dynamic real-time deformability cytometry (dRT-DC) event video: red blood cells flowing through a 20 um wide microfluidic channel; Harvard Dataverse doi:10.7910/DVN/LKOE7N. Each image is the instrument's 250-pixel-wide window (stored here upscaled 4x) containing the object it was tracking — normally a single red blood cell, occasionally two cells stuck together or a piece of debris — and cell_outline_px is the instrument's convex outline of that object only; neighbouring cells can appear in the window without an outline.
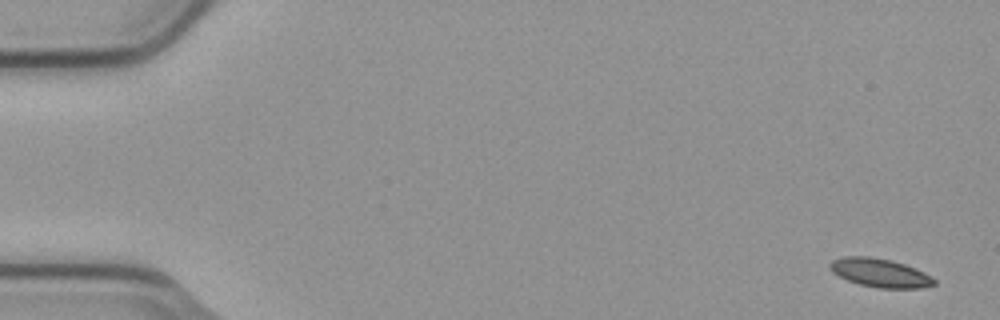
{"species": "common noctule bat (a hibernating species)", "species_latin": "Nyctalus noctula", "temperature_condition": "cold", "stored_images_in_passage": 5, "camera_frame_rate_fps": 3000, "um_per_image_px": 0.085, "animal": {"sex": "male", "body_mass_g": 23.1, "forearm_length_mm": 52.7}, "frame": {"image": 1, "passage_image": 1, "time_ms": 0.0, "image_size_px": [1000, 320], "cell_outline_px": [[936, 284], [924, 288], [876, 288], [860, 284], [848, 280], [832, 272], [828, 268], [828, 264], [832, 260], [844, 256], [872, 256], [892, 260], [916, 268], [924, 272], [936, 280]], "centroid_in_image_um": [74.8, 23.18], "position_along_channel_um": 10.2, "area_um2": 17.57}}
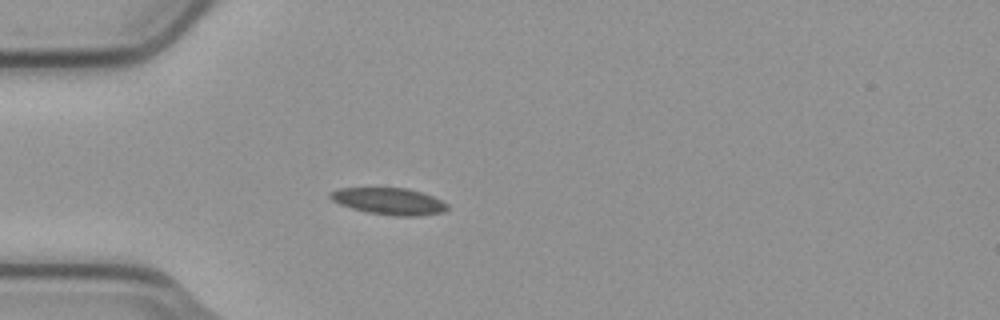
{"frame": {"image": 2, "passage_image": 5, "time_ms": 1.333, "image_size_px": [1000, 320], "cell_outline_px": [[448, 208], [440, 212], [420, 216], [396, 216], [368, 212], [352, 208], [340, 204], [332, 200], [328, 196], [328, 192], [340, 188], [408, 188], [432, 196], [448, 204]], "centroid_in_image_um": [33.04, 17.1], "position_along_channel_um": 52.0, "area_um2": 18.09}}